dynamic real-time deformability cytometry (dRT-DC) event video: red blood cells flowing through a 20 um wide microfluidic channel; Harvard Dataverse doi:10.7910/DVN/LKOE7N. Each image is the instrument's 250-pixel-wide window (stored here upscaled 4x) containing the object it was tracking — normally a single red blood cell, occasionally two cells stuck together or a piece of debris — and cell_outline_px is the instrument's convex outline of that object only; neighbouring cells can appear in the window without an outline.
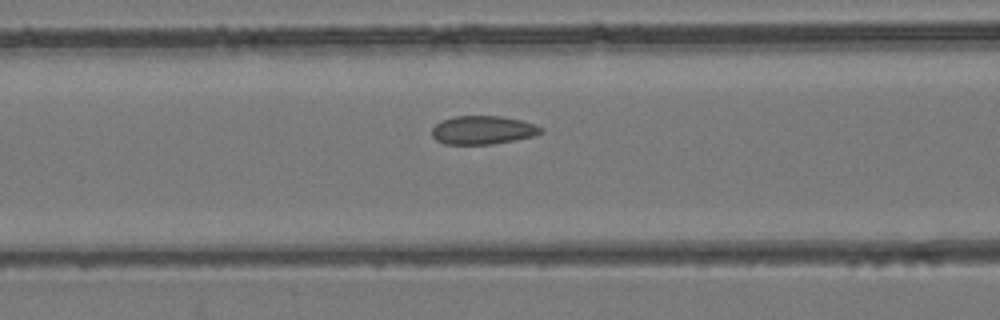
{"species": "common noctule bat (a hibernating species)", "species_latin": "Nyctalus noctula", "temperature_condition": "room temperature", "stored_images_in_passage": 45, "camera_frame_rate_fps": 3000, "um_per_image_px": 0.085, "animal": {"sex": "female", "body_mass_g": 24.6, "forearm_length_mm": 56.2}, "frame": {"image": 1, "passage_image": 19, "time_ms": 6.0, "image_size_px": [1000, 320], "cell_outline_px": [[544, 132], [532, 136], [492, 144], [444, 144], [436, 140], [432, 136], [432, 128], [440, 120], [456, 116], [500, 116], [520, 120], [536, 124], [544, 128]], "centroid_in_image_um": [41.03, 11.05], "position_along_channel_um": 125.6, "area_um2": 18.09}}
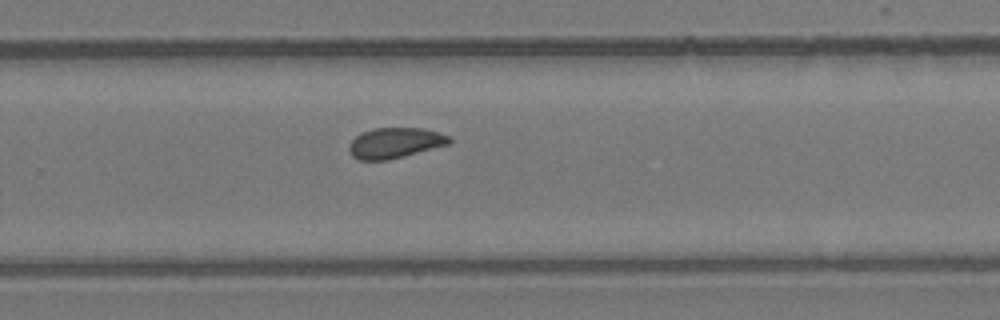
{"frame": {"image": 2, "passage_image": 30, "time_ms": 9.667, "image_size_px": [1000, 320], "cell_outline_px": [[452, 144], [388, 160], [360, 160], [352, 156], [348, 148], [348, 144], [356, 136], [372, 128], [424, 128], [452, 136]], "centroid_in_image_um": [33.62, 12.15], "position_along_channel_um": 296.2, "area_um2": 18.03}}
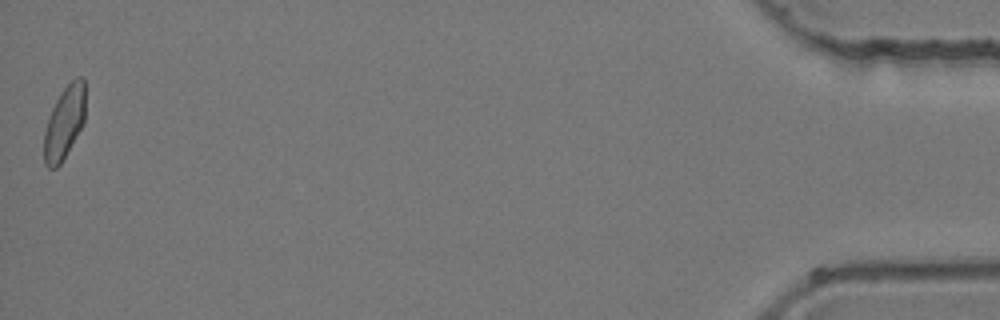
{"frame": {"image": 3, "passage_image": 45, "time_ms": 14.667, "image_size_px": [1000, 320], "cell_outline_px": [[84, 124], [60, 164], [56, 168], [48, 168], [44, 164], [44, 132], [52, 108], [60, 92], [76, 76], [84, 76]], "centroid_in_image_um": [5.47, 10.41], "position_along_channel_um": 429.7, "area_um2": 17.46}}